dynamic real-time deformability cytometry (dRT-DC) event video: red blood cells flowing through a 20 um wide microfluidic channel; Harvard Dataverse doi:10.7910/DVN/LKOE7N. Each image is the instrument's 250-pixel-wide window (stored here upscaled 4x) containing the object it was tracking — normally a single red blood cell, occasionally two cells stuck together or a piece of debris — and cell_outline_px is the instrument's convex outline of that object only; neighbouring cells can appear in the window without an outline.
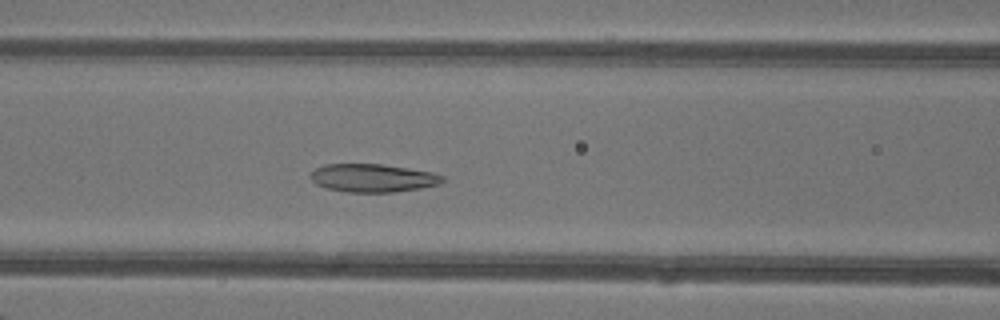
{"species": "common noctule bat (a hibernating species)", "species_latin": "Nyctalus noctula", "temperature_condition": "warm", "stored_images_in_passage": 44, "camera_frame_rate_fps": 3000, "um_per_image_px": 0.085, "animal": {"sex": "female"}, "frame": {"image": 1, "passage_image": 17, "time_ms": 5.333, "image_size_px": [1000, 320], "cell_outline_px": [[444, 180], [440, 184], [420, 188], [396, 192], [344, 192], [328, 188], [316, 184], [308, 176], [316, 168], [324, 164], [380, 164], [432, 172], [444, 176]], "centroid_in_image_um": [31.68, 15.13], "position_along_channel_um": 134.9, "area_um2": 21.62}}
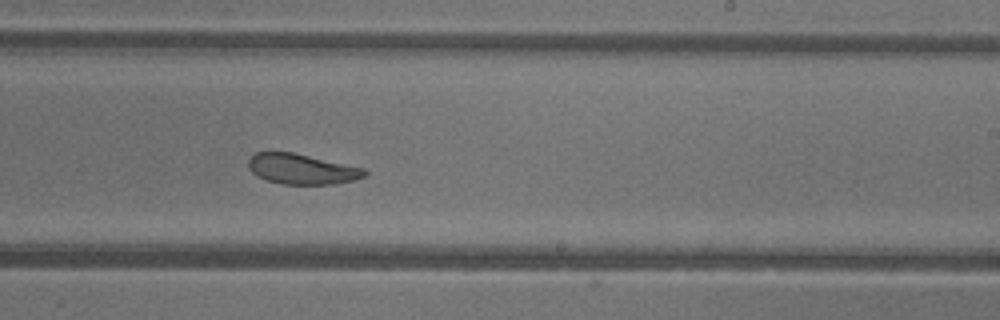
{"frame": {"image": 2, "passage_image": 26, "time_ms": 8.333, "image_size_px": [1000, 320], "cell_outline_px": [[368, 172], [364, 176], [352, 180], [336, 184], [280, 184], [256, 176], [248, 168], [248, 160], [256, 152], [292, 152], [364, 168]], "centroid_in_image_um": [25.63, 14.37], "position_along_channel_um": 263.4, "area_um2": 20.4}}
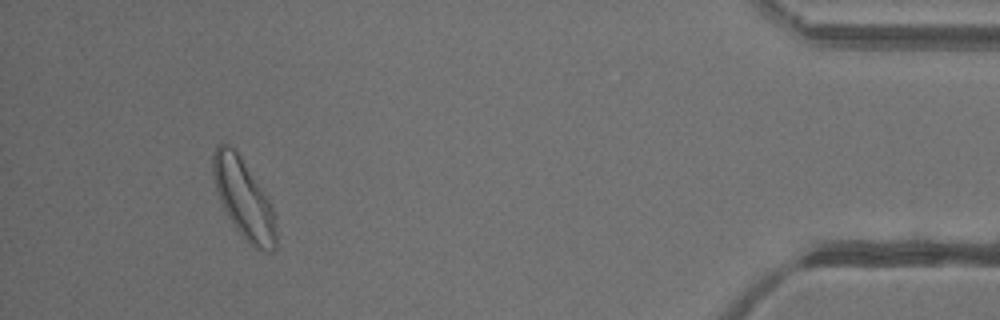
{"frame": {"image": 3, "passage_image": 41, "time_ms": 13.333, "image_size_px": [1000, 320], "cell_outline_px": [[276, 248], [272, 252], [264, 252], [256, 248], [236, 228], [228, 216], [220, 200], [216, 188], [212, 172], [212, 156], [216, 144], [228, 144], [236, 152], [272, 204], [276, 232]], "centroid_in_image_um": [20.71, 16.91], "position_along_channel_um": 414.5, "area_um2": 28.32}, "authors_computed_cell_mechanics": {"area_um2": 24.3627, "velocity_mm_per_s": 4.2964, "shape_relaxation_time_tau1_ms": 4.8796, "shape_relaxation_time_tau2_ms": 3.7169, "deformation_change_tau1": 0.1352, "deformation_change_tau2": 0.1064}}